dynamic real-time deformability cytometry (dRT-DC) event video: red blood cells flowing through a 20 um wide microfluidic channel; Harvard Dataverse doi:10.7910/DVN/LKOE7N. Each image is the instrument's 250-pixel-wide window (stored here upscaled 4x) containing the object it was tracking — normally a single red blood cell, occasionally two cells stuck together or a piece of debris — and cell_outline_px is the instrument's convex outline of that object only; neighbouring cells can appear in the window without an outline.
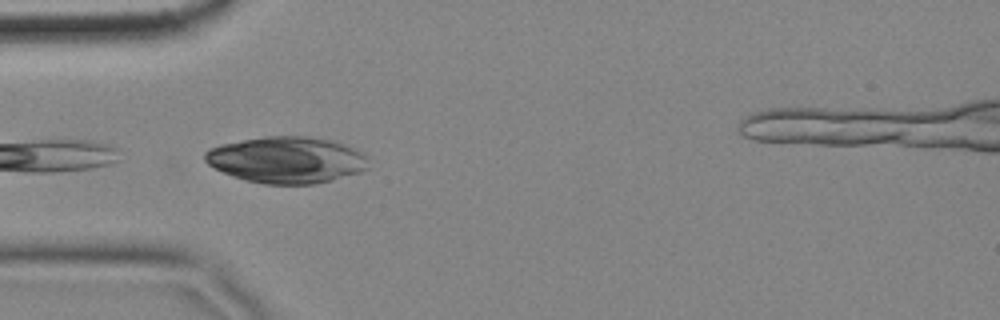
{"species": "common noctule bat (a hibernating species)", "species_latin": "Nyctalus noctula", "temperature_condition": "cold", "stored_images_in_passage": 38, "camera_frame_rate_fps": 3000, "um_per_image_px": 0.085, "animal": {"sex": "female", "body_mass_g": 18.4}, "frame": {"image": 1, "passage_image": 1, "time_ms": 0.0, "image_size_px": [1000, 320], "cell_outline_px": [[368, 168], [360, 172], [332, 180], [316, 184], [264, 184], [232, 176], [208, 164], [204, 160], [204, 152], [208, 148], [220, 144], [264, 136], [304, 136], [328, 140], [344, 144], [356, 148], [364, 152], [368, 156]], "centroid_in_image_um": [24.38, 13.58], "position_along_channel_um": 60.6, "area_um2": 44.45}}